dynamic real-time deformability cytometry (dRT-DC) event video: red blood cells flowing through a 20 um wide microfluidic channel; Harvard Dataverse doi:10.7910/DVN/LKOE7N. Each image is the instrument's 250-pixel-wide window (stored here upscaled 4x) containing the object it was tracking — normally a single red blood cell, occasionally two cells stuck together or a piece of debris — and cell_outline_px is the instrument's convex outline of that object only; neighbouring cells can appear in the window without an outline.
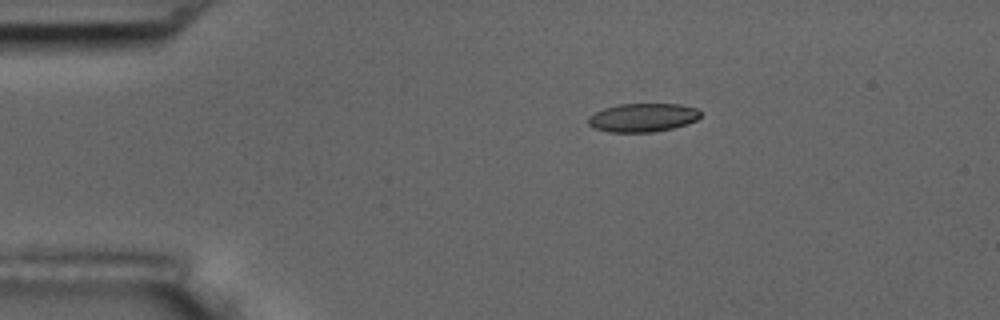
{"species": "common noctule bat (a hibernating species)", "species_latin": "Nyctalus noctula", "temperature_condition": "room temperature", "stored_images_in_passage": 5, "camera_frame_rate_fps": 3000, "um_per_image_px": 0.085, "animal": {"sex": "male", "body_mass_g": 17.5, "forearm_length_mm": 52.3}, "frame": {"image": 1, "passage_image": 2, "time_ms": 0.333, "image_size_px": [1000, 320], "cell_outline_px": [[700, 116], [696, 120], [672, 128], [652, 132], [608, 132], [592, 128], [588, 124], [588, 116], [604, 108], [620, 104], [680, 104], [696, 108], [700, 112]], "centroid_in_image_um": [54.59, 9.99], "position_along_channel_um": 30.4, "area_um2": 18.61}}
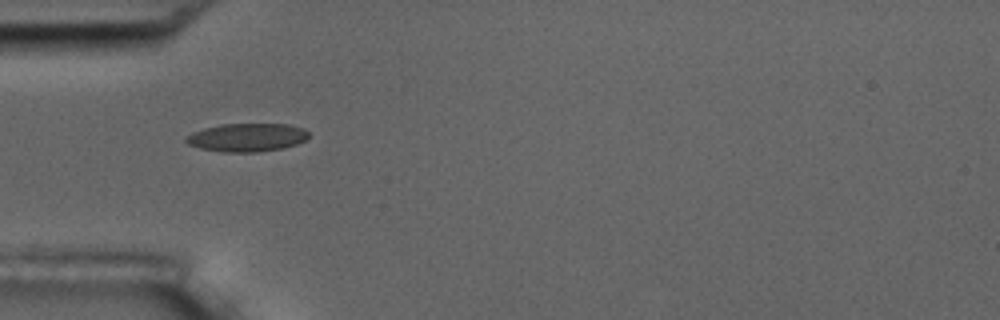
{"frame": {"image": 2, "passage_image": 4, "time_ms": 1.0, "image_size_px": [1000, 320], "cell_outline_px": [[308, 136], [304, 140], [296, 144], [284, 148], [256, 152], [220, 152], [200, 148], [188, 144], [184, 140], [184, 136], [192, 132], [204, 128], [220, 124], [288, 124], [304, 128], [308, 132]], "centroid_in_image_um": [20.95, 11.68], "position_along_channel_um": 64.0, "area_um2": 20.35}}